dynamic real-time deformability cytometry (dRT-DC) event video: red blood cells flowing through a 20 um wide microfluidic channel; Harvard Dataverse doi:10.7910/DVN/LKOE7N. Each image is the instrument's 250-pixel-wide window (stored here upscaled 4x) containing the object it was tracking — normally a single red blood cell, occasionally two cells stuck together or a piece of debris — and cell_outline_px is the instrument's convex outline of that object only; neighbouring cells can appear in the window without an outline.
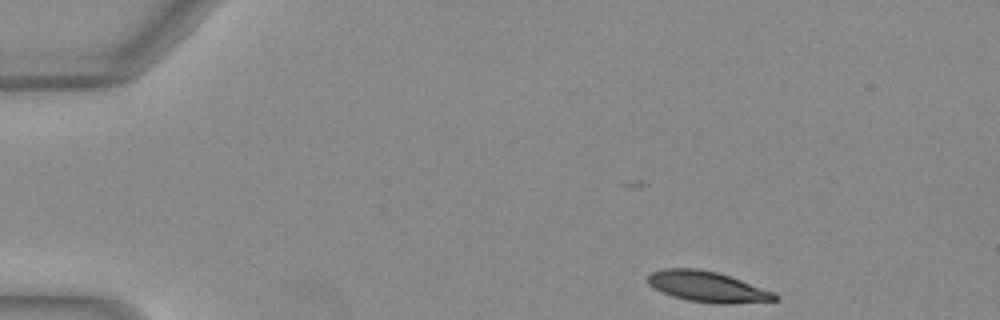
{"species": "Egyptian fruit bat (a non-hibernating species)", "species_latin": "Rousettus aegyptiacus", "temperature_condition": "warm", "stored_images_in_passage": 13, "camera_frame_rate_fps": 3000, "um_per_image_px": 0.085, "animal": {"sex": "female"}, "frame": {"image": 1, "passage_image": 1, "time_ms": 0.0, "image_size_px": [1000, 320], "cell_outline_px": [[780, 296], [776, 300], [732, 304], [716, 304], [688, 300], [672, 296], [648, 284], [648, 276], [652, 272], [664, 268], [696, 268], [716, 272], [776, 292]], "centroid_in_image_um": [60.17, 24.38], "position_along_channel_um": 24.8, "area_um2": 22.54}}
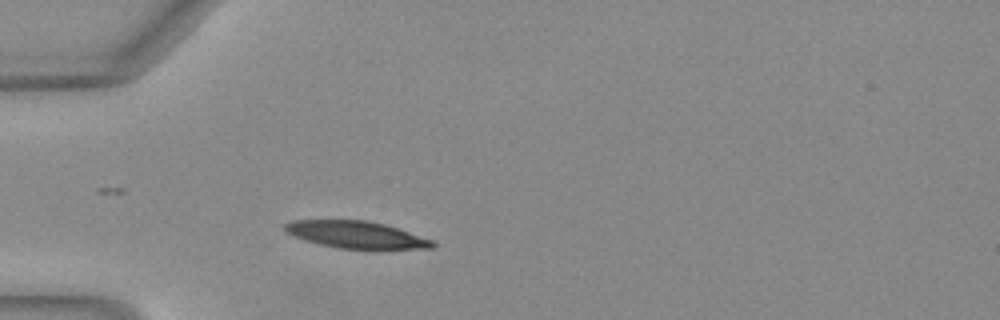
{"frame": {"image": 2, "passage_image": 9, "time_ms": 2.667, "image_size_px": [1000, 320], "cell_outline_px": [[436, 244], [432, 248], [340, 248], [320, 244], [304, 240], [288, 232], [284, 228], [284, 224], [292, 220], [368, 220], [384, 224], [432, 240]], "centroid_in_image_um": [30.24, 19.93], "position_along_channel_um": 54.8, "area_um2": 22.66}}